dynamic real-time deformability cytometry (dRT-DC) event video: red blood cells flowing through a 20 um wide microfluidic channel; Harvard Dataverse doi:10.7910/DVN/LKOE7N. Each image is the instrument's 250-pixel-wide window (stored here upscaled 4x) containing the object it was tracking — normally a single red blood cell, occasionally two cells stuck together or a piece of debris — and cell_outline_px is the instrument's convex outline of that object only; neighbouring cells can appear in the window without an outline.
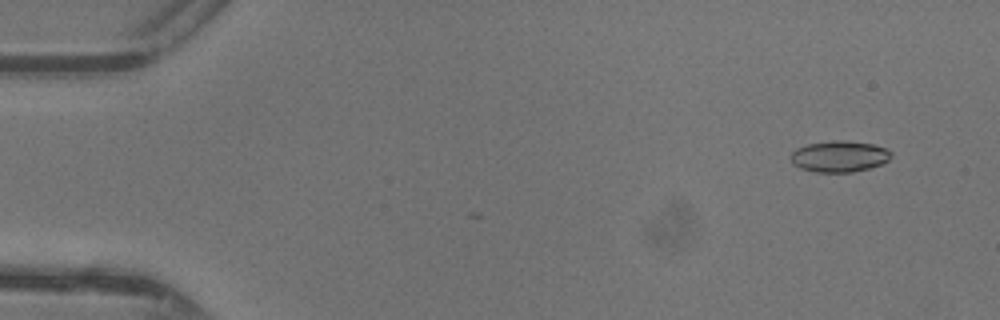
{"species": "common noctule bat (a hibernating species)", "species_latin": "Nyctalus noctula", "temperature_condition": "warm", "stored_images_in_passage": 10, "camera_frame_rate_fps": 3000, "um_per_image_px": 0.085, "animal": {"sex": "female"}, "frame": {"image": 1, "passage_image": 4, "time_ms": 1.0, "image_size_px": [1000, 320], "cell_outline_px": [[892, 156], [888, 160], [880, 164], [868, 168], [852, 172], [816, 172], [800, 168], [792, 164], [792, 152], [796, 148], [808, 144], [832, 140], [844, 140], [872, 144], [884, 148], [892, 152]], "centroid_in_image_um": [71.33, 13.29], "position_along_channel_um": 13.7, "area_um2": 18.15}}